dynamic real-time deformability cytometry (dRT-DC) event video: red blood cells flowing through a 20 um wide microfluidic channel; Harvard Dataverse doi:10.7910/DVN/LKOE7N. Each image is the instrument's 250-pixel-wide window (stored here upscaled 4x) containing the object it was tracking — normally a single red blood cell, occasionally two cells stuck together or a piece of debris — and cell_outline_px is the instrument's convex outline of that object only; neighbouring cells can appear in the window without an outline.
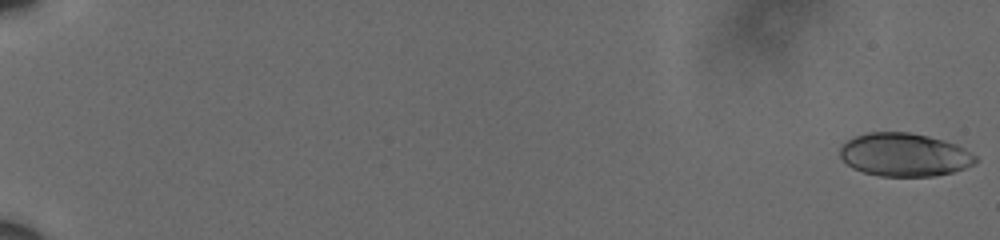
{"species": "human", "species_latin": "Homo sapiens", "temperature_condition": "cold", "stored_images_in_passage": 39, "camera_frame_rate_fps": 3000, "um_per_image_px": 0.085, "donor": {"sex": "male"}, "frame": {"image": 1, "passage_image": 1, "time_ms": 0.0, "image_size_px": [1000, 240], "cell_outline_px": [[980, 160], [964, 168], [952, 172], [932, 176], [880, 176], [864, 172], [852, 168], [840, 156], [840, 148], [848, 140], [856, 136], [868, 132], [908, 132], [928, 136], [944, 140], [956, 144], [964, 148], [976, 156]], "centroid_in_image_um": [76.89, 13.15], "position_along_channel_um": 8.1, "area_um2": 33.99}}
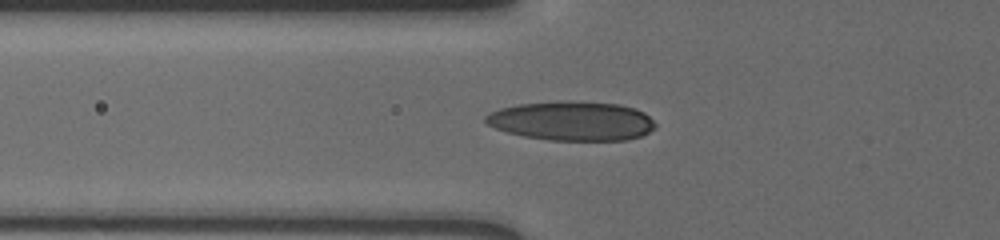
{"frame": {"image": 2, "passage_image": 23, "time_ms": 7.333, "image_size_px": [1000, 240], "cell_outline_px": [[656, 128], [640, 136], [628, 140], [548, 140], [524, 136], [508, 132], [496, 128], [488, 124], [484, 120], [484, 116], [488, 112], [500, 108], [516, 104], [568, 100], [620, 104], [636, 108], [644, 112], [656, 124]], "centroid_in_image_um": [48.61, 10.27], "position_along_channel_um": 77.2, "area_um2": 39.07}}
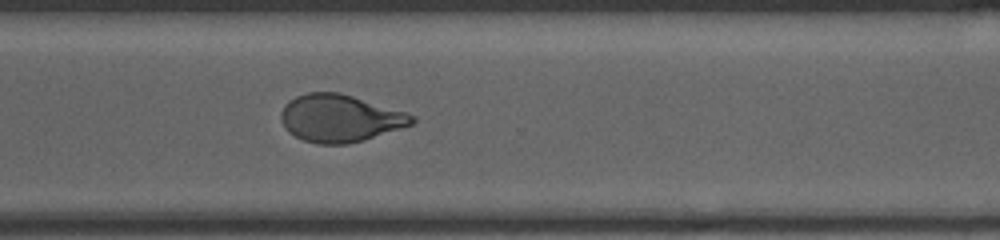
{"frame": {"image": 3, "passage_image": 39, "time_ms": 12.667, "image_size_px": [1000, 240], "cell_outline_px": [[416, 120], [412, 124], [364, 140], [348, 144], [320, 144], [304, 140], [288, 132], [284, 128], [280, 116], [280, 112], [284, 104], [288, 100], [296, 96], [308, 92], [340, 92], [404, 112], [416, 116]], "centroid_in_image_um": [28.85, 10.05], "position_along_channel_um": 341.8, "area_um2": 36.07}}